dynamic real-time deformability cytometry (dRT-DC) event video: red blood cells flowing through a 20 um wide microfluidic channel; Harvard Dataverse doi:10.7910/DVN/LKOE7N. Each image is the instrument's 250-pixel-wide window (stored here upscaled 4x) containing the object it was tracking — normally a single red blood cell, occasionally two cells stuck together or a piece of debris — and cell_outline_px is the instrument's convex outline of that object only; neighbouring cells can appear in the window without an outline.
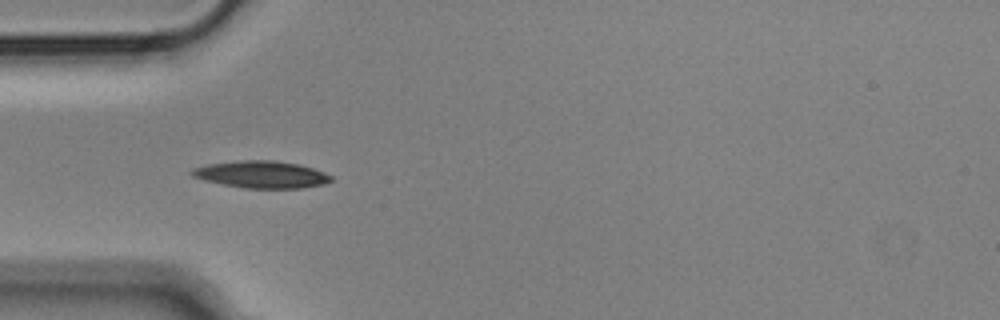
{"species": "Egyptian fruit bat (a non-hibernating species)", "species_latin": "Rousettus aegyptiacus", "temperature_condition": "cold", "stored_images_in_passage": 9, "camera_frame_rate_fps": 3000, "um_per_image_px": 0.085, "animal": {"sex": "male"}, "frame": {"image": 1, "passage_image": 6, "time_ms": 1.667, "image_size_px": [1000, 320], "cell_outline_px": [[332, 180], [324, 184], [300, 188], [244, 188], [204, 180], [192, 176], [188, 172], [192, 168], [208, 164], [240, 160], [276, 160], [300, 164], [324, 172], [332, 176]], "centroid_in_image_um": [22.21, 14.82], "position_along_channel_um": 62.8, "area_um2": 22.02}}
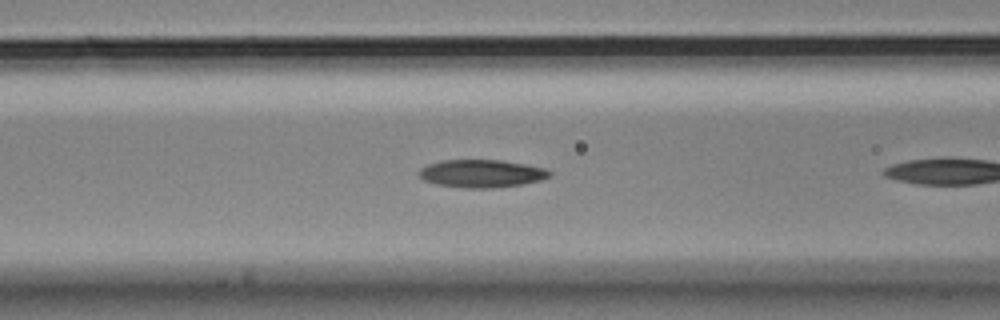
{"frame": {"image": 2, "passage_image": 8, "time_ms": 2.333, "image_size_px": [1000, 320], "cell_outline_px": [[552, 176], [540, 180], [520, 184], [492, 188], [460, 188], [436, 184], [424, 180], [420, 176], [420, 168], [428, 164], [440, 160], [500, 160], [524, 164], [544, 168], [552, 172]], "centroid_in_image_um": [40.92, 14.75], "position_along_channel_um": 125.7, "area_um2": 21.1}}